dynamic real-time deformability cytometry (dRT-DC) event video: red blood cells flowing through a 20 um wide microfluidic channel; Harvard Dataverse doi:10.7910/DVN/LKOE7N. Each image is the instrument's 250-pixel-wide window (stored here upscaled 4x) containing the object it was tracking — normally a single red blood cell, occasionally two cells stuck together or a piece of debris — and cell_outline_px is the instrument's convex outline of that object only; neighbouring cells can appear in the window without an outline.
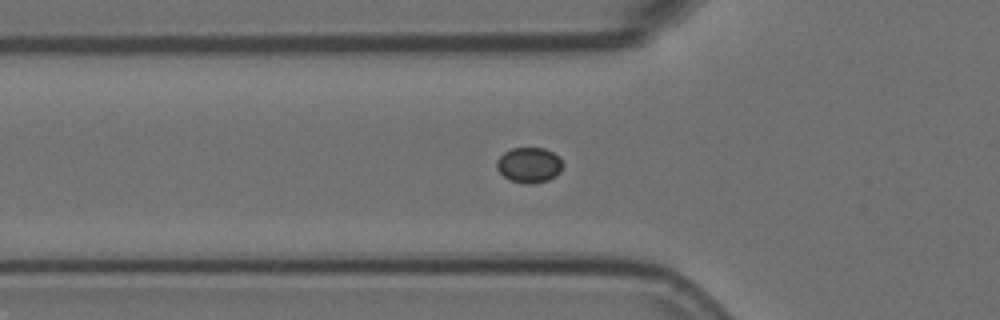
{"species": "Egyptian fruit bat (a non-hibernating species)", "species_latin": "Rousettus aegyptiacus", "temperature_condition": "room temperature", "stored_images_in_passage": 40, "camera_frame_rate_fps": 3000, "um_per_image_px": 0.085, "animal": {"sex": "female"}, "frame": {"image": 1, "passage_image": 3, "time_ms": 0.667, "image_size_px": [1000, 320], "cell_outline_px": [[564, 164], [560, 172], [556, 176], [548, 180], [532, 184], [528, 184], [512, 180], [504, 176], [496, 168], [496, 160], [504, 152], [512, 148], [544, 148], [560, 156]], "centroid_in_image_um": [45.0, 14.02], "position_along_channel_um": 80.8, "area_um2": 13.7}}
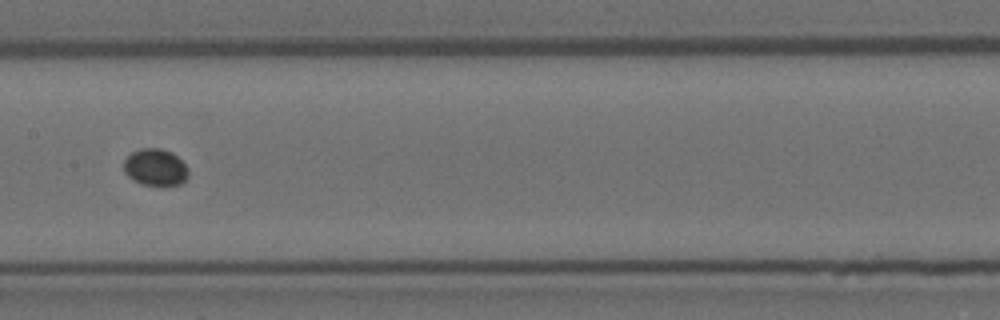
{"frame": {"image": 2, "passage_image": 12, "time_ms": 3.667, "image_size_px": [1000, 320], "cell_outline_px": [[188, 176], [180, 184], [160, 188], [140, 184], [132, 180], [124, 172], [124, 160], [132, 152], [140, 148], [160, 148], [172, 152], [188, 168]], "centroid_in_image_um": [13.2, 14.26], "position_along_channel_um": 194.2, "area_um2": 14.28}}
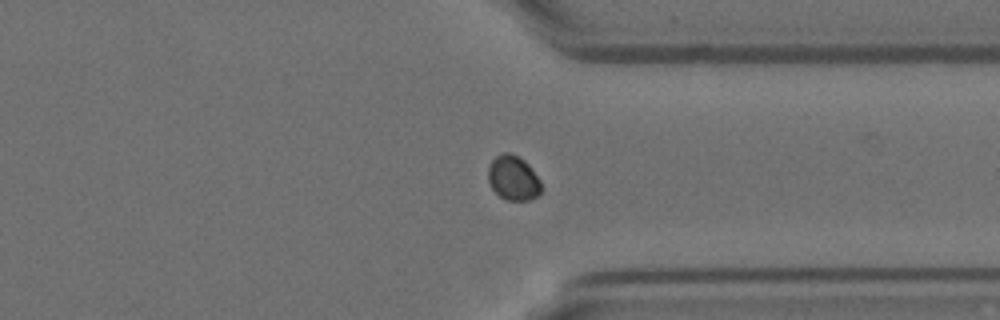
{"frame": {"image": 3, "passage_image": 26, "time_ms": 8.333, "image_size_px": [1000, 320], "cell_outline_px": [[544, 188], [536, 196], [528, 200], [508, 200], [500, 196], [492, 188], [488, 180], [488, 168], [492, 160], [496, 156], [504, 152], [508, 152], [524, 160], [528, 164], [540, 180]], "centroid_in_image_um": [43.64, 15.13], "position_along_channel_um": 367.8, "area_um2": 13.76}}